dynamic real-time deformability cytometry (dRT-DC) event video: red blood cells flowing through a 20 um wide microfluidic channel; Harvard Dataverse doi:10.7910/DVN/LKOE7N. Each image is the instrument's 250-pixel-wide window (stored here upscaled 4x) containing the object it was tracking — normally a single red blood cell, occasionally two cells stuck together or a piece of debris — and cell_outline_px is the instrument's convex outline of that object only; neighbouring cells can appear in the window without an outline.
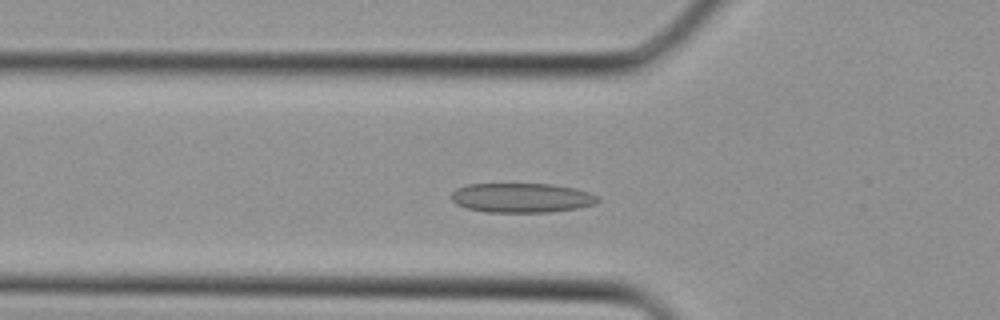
{"species": "Egyptian fruit bat (a non-hibernating species)", "species_latin": "Rousettus aegyptiacus", "temperature_condition": "cold", "stored_images_in_passage": 32, "camera_frame_rate_fps": 3000, "um_per_image_px": 0.085, "animal": {"sex": "female"}, "frame": {"image": 1, "passage_image": 9, "time_ms": 2.667, "image_size_px": [1000, 320], "cell_outline_px": [[600, 200], [596, 204], [576, 208], [548, 212], [488, 212], [468, 208], [456, 204], [452, 200], [452, 192], [456, 188], [464, 184], [552, 184], [576, 188], [592, 192], [600, 196]], "centroid_in_image_um": [44.39, 16.8], "position_along_channel_um": 81.4, "area_um2": 25.37}}
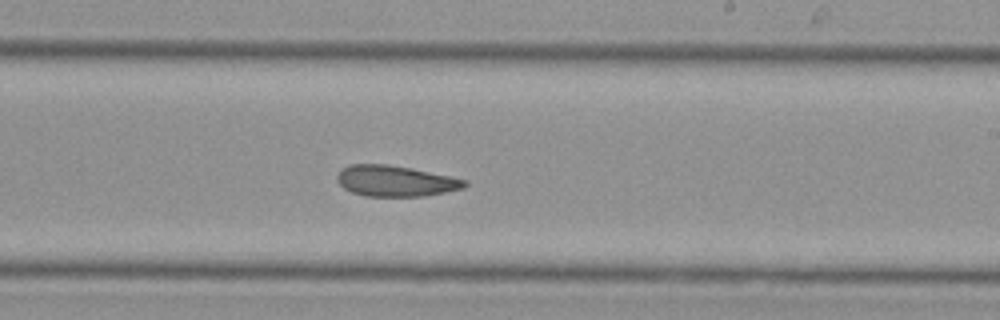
{"frame": {"image": 2, "passage_image": 18, "time_ms": 5.667, "image_size_px": [1000, 320], "cell_outline_px": [[468, 184], [464, 188], [424, 196], [364, 196], [352, 192], [344, 188], [336, 180], [336, 176], [340, 168], [348, 164], [388, 164], [412, 168], [468, 180]], "centroid_in_image_um": [33.58, 15.37], "position_along_channel_um": 255.4, "area_um2": 23.12}}
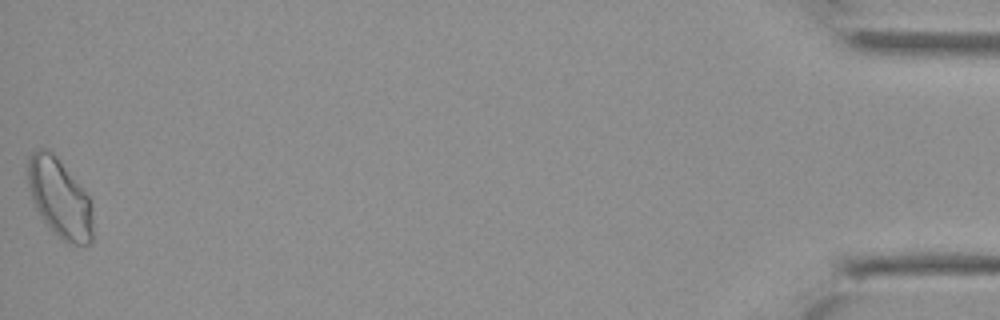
{"frame": {"image": 3, "passage_image": 32, "time_ms": 10.333, "image_size_px": [1000, 320], "cell_outline_px": [[92, 240], [88, 244], [68, 244], [40, 216], [32, 200], [28, 184], [28, 156], [36, 148], [44, 148], [52, 152], [56, 156], [88, 196], [92, 208]], "centroid_in_image_um": [5.05, 16.82], "position_along_channel_um": 430.1, "area_um2": 29.36}}